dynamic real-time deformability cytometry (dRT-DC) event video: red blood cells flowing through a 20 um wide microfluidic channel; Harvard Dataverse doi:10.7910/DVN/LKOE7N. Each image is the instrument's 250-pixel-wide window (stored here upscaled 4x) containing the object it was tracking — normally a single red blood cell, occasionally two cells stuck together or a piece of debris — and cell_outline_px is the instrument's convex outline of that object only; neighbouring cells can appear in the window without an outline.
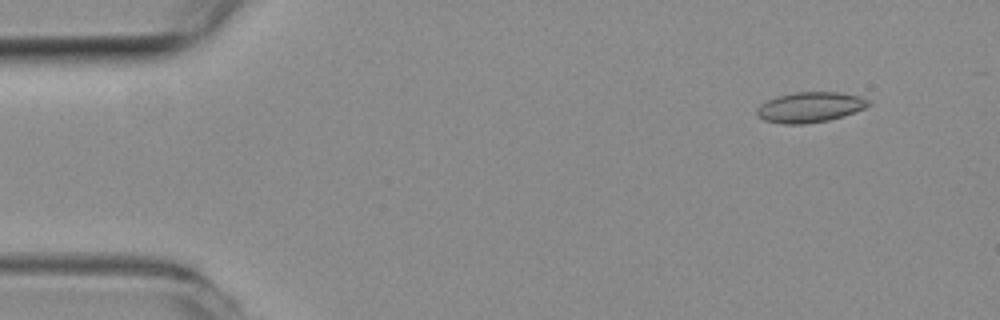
{"species": "common noctule bat (a hibernating species)", "species_latin": "Nyctalus noctula", "temperature_condition": "room temperature", "stored_images_in_passage": 47, "camera_frame_rate_fps": 3000, "um_per_image_px": 0.085, "animal": {"sex": "female", "body_mass_g": 19.3, "forearm_length_mm": 54.1}, "frame": {"image": 1, "passage_image": 5, "time_ms": 1.333, "image_size_px": [1000, 320], "cell_outline_px": [[872, 104], [864, 108], [828, 120], [804, 124], [784, 124], [764, 120], [756, 116], [756, 108], [760, 104], [776, 96], [796, 92], [840, 92], [856, 96], [868, 100]], "centroid_in_image_um": [68.78, 9.11], "position_along_channel_um": 16.2, "area_um2": 19.54}}
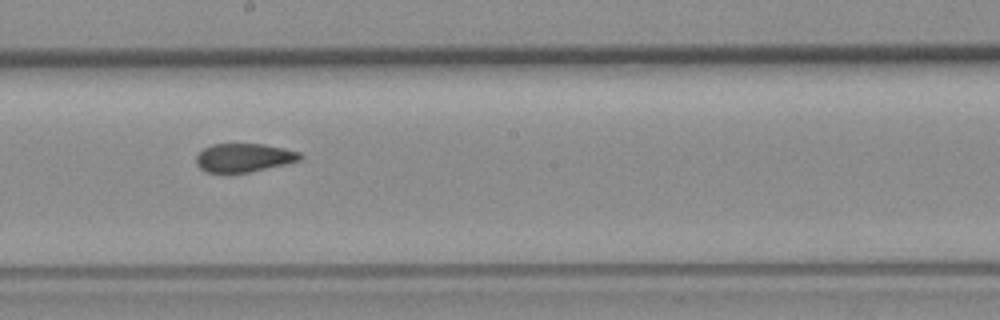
{"frame": {"image": 2, "passage_image": 30, "time_ms": 9.667, "image_size_px": [1000, 320], "cell_outline_px": [[304, 156], [300, 160], [284, 164], [248, 172], [204, 172], [196, 164], [196, 156], [204, 148], [212, 144], [264, 144], [284, 148], [300, 152]], "centroid_in_image_um": [20.73, 13.39], "position_along_channel_um": 227.5, "area_um2": 17.17}}
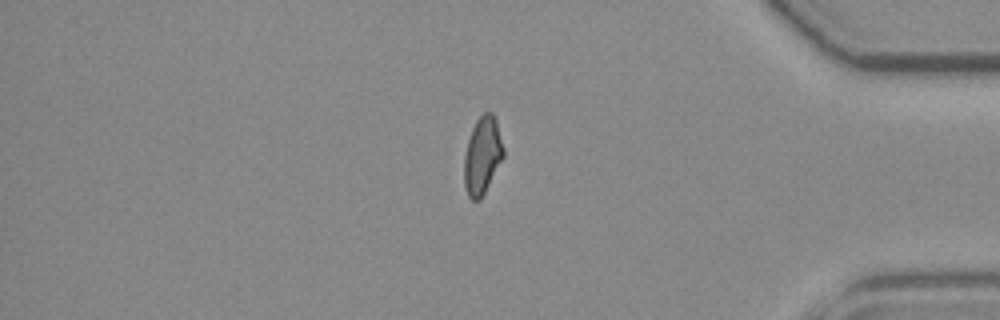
{"frame": {"image": 3, "passage_image": 46, "time_ms": 15.0, "image_size_px": [1000, 320], "cell_outline_px": [[504, 156], [480, 200], [472, 200], [468, 196], [464, 184], [464, 156], [468, 140], [472, 128], [476, 120], [484, 112], [492, 112], [496, 120], [504, 148]], "centroid_in_image_um": [41.0, 13.21], "position_along_channel_um": 394.2, "area_um2": 17.63}}